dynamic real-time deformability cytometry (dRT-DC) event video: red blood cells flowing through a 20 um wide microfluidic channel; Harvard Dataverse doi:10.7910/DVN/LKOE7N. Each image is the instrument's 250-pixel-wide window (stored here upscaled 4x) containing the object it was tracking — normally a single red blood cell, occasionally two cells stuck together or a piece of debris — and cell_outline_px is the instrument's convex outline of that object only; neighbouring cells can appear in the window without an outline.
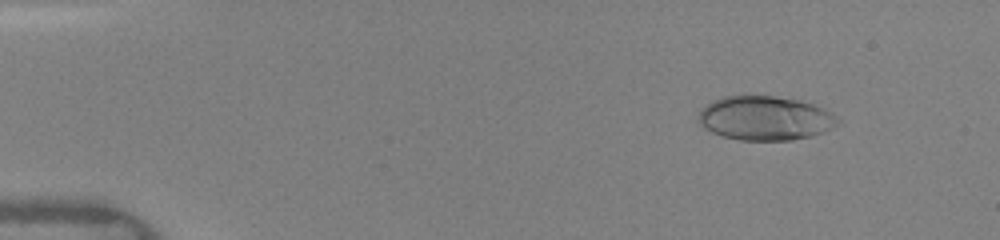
{"species": "human", "species_latin": "Homo sapiens", "temperature_condition": "warm", "stored_images_in_passage": 42, "camera_frame_rate_fps": 3000, "um_per_image_px": 0.085, "donor": {"sex": "female"}, "frame": {"image": 1, "passage_image": 4, "time_ms": 1.0, "image_size_px": [1000, 240], "cell_outline_px": [[840, 124], [824, 132], [812, 136], [792, 140], [740, 140], [724, 136], [712, 132], [704, 128], [696, 120], [696, 116], [712, 100], [724, 96], [772, 96], [800, 100], [824, 108], [832, 112], [840, 120]], "centroid_in_image_um": [65.06, 10.05], "position_along_channel_um": 19.9, "area_um2": 36.01}}
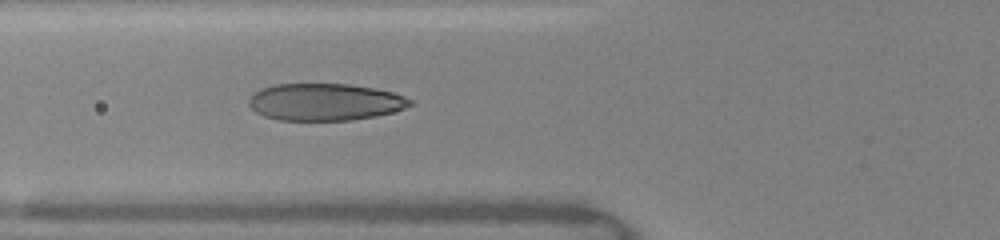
{"frame": {"image": 2, "passage_image": 17, "time_ms": 5.333, "image_size_px": [1000, 240], "cell_outline_px": [[416, 104], [392, 112], [376, 116], [352, 120], [280, 120], [264, 116], [256, 112], [248, 104], [248, 100], [256, 92], [264, 88], [276, 84], [348, 84], [376, 88], [392, 92], [404, 96], [412, 100]], "centroid_in_image_um": [27.67, 8.67], "position_along_channel_um": 98.1, "area_um2": 34.8}}
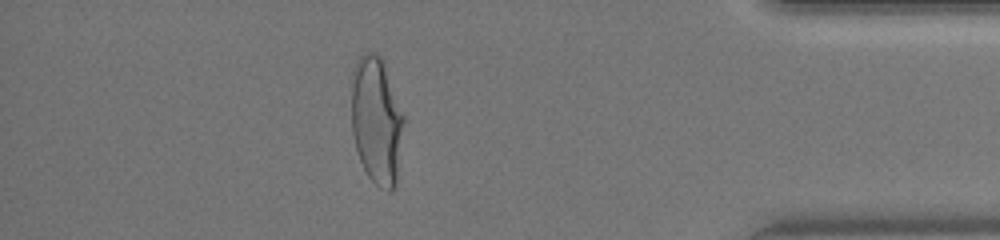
{"frame": {"image": 3, "passage_image": 41, "time_ms": 13.333, "image_size_px": [1000, 240], "cell_outline_px": [[404, 124], [396, 188], [392, 192], [388, 192], [380, 188], [368, 176], [356, 152], [352, 132], [352, 68], [356, 60], [364, 52], [372, 52], [380, 56], [384, 60], [404, 116]], "centroid_in_image_um": [32.01, 10.25], "position_along_channel_um": 403.2, "area_um2": 39.54}}